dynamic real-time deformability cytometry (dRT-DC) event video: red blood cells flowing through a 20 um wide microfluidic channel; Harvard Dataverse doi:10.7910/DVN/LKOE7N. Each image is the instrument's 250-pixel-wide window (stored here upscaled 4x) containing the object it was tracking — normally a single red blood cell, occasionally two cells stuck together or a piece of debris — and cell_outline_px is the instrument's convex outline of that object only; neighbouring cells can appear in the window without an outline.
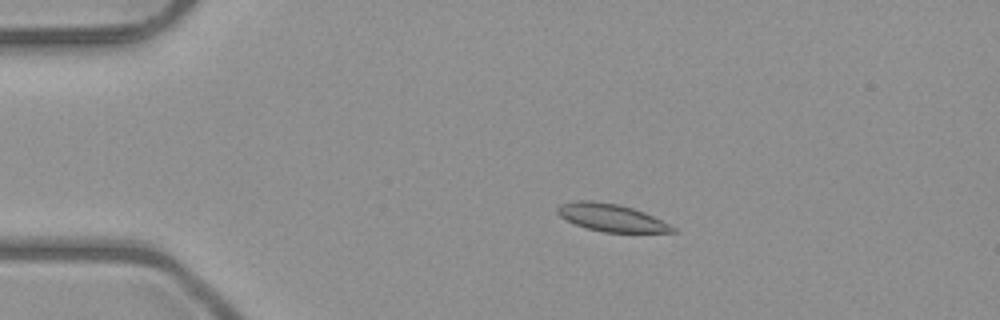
{"species": "common noctule bat (a hibernating species)", "species_latin": "Nyctalus noctula", "temperature_condition": "room temperature", "stored_images_in_passage": 6, "camera_frame_rate_fps": 3000, "um_per_image_px": 0.085, "animal": {"sex": "male", "body_mass_g": 23.1, "forearm_length_mm": 52.7}, "frame": {"image": 1, "passage_image": 4, "time_ms": 3.333, "image_size_px": [1000, 320], "cell_outline_px": [[676, 232], [604, 232], [588, 228], [576, 224], [560, 216], [556, 212], [556, 208], [560, 204], [572, 200], [592, 200], [616, 204], [632, 208], [644, 212], [676, 228]], "centroid_in_image_um": [51.91, 18.48], "position_along_channel_um": 33.1, "area_um2": 18.21}}
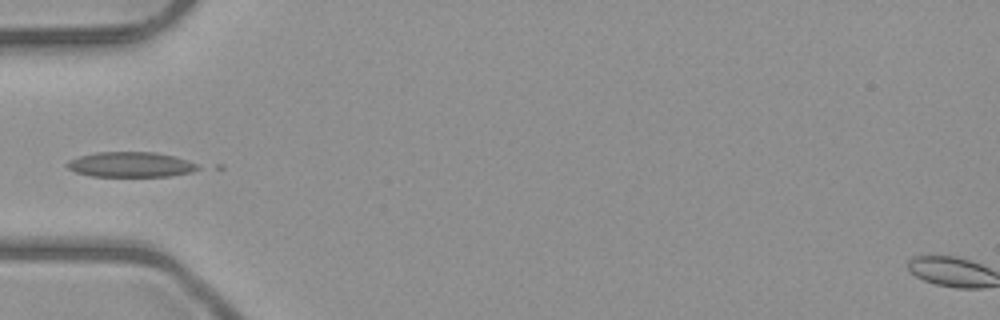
{"frame": {"image": 2, "passage_image": 6, "time_ms": 5.667, "image_size_px": [1000, 320], "cell_outline_px": [[200, 168], [192, 172], [168, 176], [92, 176], [76, 172], [68, 168], [64, 164], [68, 160], [80, 156], [96, 152], [156, 152], [176, 156], [200, 164]], "centroid_in_image_um": [11.13, 13.98], "position_along_channel_um": 73.9, "area_um2": 19.31}}